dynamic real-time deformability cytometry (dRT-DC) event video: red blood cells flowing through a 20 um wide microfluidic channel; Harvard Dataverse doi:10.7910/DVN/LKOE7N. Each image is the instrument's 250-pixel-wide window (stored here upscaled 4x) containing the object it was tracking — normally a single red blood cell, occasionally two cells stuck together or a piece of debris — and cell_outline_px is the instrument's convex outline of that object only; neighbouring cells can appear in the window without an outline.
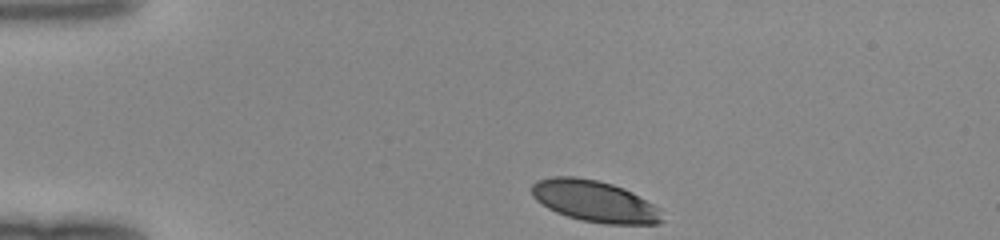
{"species": "human", "species_latin": "Homo sapiens", "temperature_condition": "room temperature", "stored_images_in_passage": 32, "camera_frame_rate_fps": 3000, "um_per_image_px": 0.085, "donor": {"sex": "female"}, "frame": {"image": 1, "passage_image": 1, "time_ms": 0.0, "image_size_px": [1000, 240], "cell_outline_px": [[664, 220], [660, 224], [608, 224], [580, 220], [556, 212], [548, 208], [536, 200], [532, 196], [532, 184], [536, 180], [552, 176], [576, 176], [600, 180], [624, 188], [632, 192], [660, 208]], "centroid_in_image_um": [50.55, 17.09], "position_along_channel_um": 34.4, "area_um2": 31.73}}
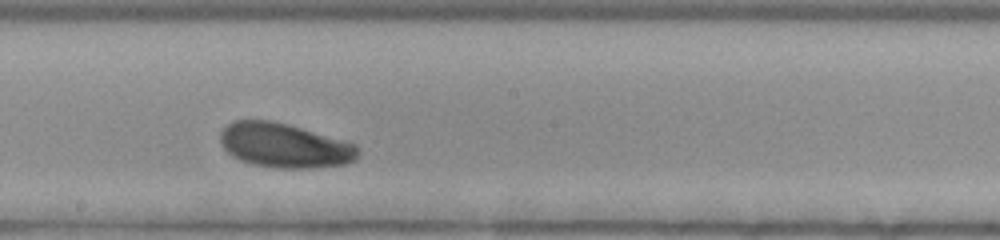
{"frame": {"image": 2, "passage_image": 19, "time_ms": 6.0, "image_size_px": [1000, 240], "cell_outline_px": [[360, 156], [356, 160], [348, 164], [316, 168], [276, 168], [252, 164], [240, 160], [232, 156], [220, 144], [220, 132], [232, 120], [272, 120], [288, 124], [344, 140], [356, 144], [360, 152]], "centroid_in_image_um": [24.21, 12.37], "position_along_channel_um": 224.0, "area_um2": 36.13}}
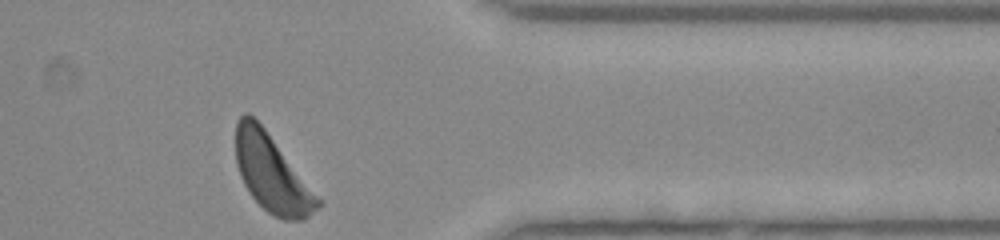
{"frame": {"image": 3, "passage_image": 32, "time_ms": 10.333, "image_size_px": [1000, 240], "cell_outline_px": [[324, 204], [320, 208], [304, 220], [284, 220], [268, 212], [252, 196], [244, 184], [240, 176], [236, 164], [236, 124], [240, 116], [244, 112], [248, 112], [264, 128], [324, 200]], "centroid_in_image_um": [23.16, 14.77], "position_along_channel_um": 388.2, "area_um2": 37.17}}